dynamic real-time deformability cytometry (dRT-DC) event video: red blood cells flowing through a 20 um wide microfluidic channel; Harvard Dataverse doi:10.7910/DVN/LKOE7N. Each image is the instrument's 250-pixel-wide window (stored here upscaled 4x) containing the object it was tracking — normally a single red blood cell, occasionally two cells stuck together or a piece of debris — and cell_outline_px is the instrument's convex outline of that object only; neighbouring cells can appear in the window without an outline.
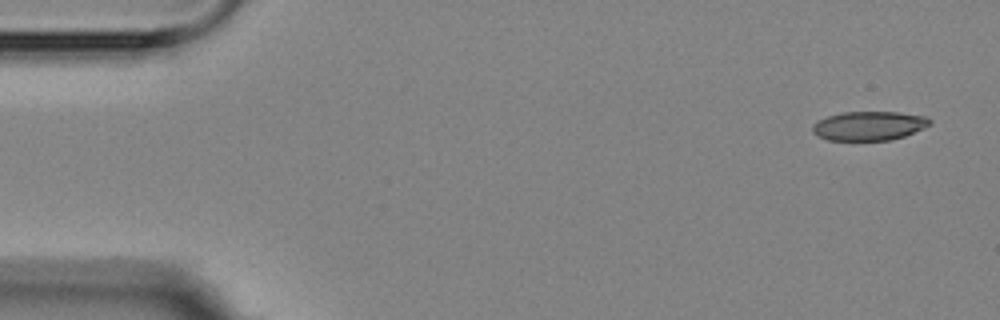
{"species": "Egyptian fruit bat (a non-hibernating species)", "species_latin": "Rousettus aegyptiacus", "temperature_condition": "room temperature", "stored_images_in_passage": 5, "camera_frame_rate_fps": 3000, "um_per_image_px": 0.085, "animal": {"sex": "female"}, "frame": {"image": 1, "passage_image": 1, "time_ms": 0.0, "image_size_px": [1000, 320], "cell_outline_px": [[932, 124], [904, 136], [888, 140], [828, 140], [812, 132], [812, 124], [828, 116], [844, 112], [896, 112], [924, 116], [932, 120]], "centroid_in_image_um": [73.87, 10.69], "position_along_channel_um": 11.1, "area_um2": 19.65}}